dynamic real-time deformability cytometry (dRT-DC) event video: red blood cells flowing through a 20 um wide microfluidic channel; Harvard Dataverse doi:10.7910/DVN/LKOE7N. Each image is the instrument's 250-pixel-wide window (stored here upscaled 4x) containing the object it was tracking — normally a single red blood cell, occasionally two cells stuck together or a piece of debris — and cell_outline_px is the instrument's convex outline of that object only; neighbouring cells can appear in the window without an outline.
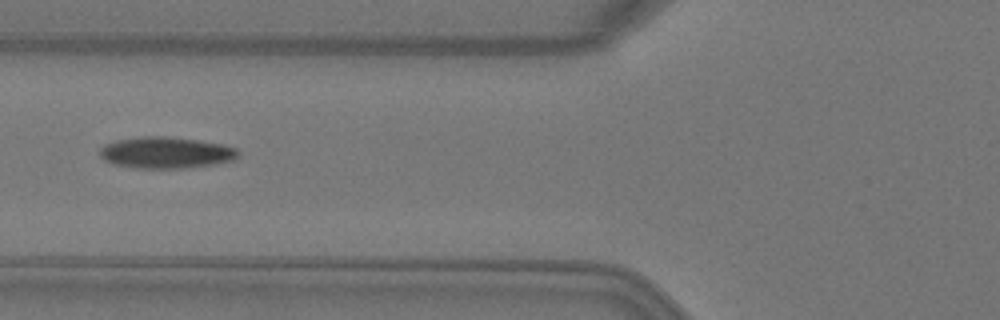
{"species": "Egyptian fruit bat (a non-hibernating species)", "species_latin": "Rousettus aegyptiacus", "temperature_condition": "warm", "stored_images_in_passage": 6, "camera_frame_rate_fps": 3000, "um_per_image_px": 0.085, "animal": {"sex": "female"}, "frame": {"image": 1, "passage_image": 6, "time_ms": 1.667, "image_size_px": [1000, 320], "cell_outline_px": [[240, 156], [232, 160], [212, 164], [184, 168], [132, 168], [112, 164], [104, 160], [100, 156], [100, 148], [104, 144], [116, 140], [140, 136], [164, 136], [200, 140], [224, 144], [236, 148], [240, 152]], "centroid_in_image_um": [14.09, 12.97], "position_along_channel_um": 111.7, "area_um2": 25.61}}